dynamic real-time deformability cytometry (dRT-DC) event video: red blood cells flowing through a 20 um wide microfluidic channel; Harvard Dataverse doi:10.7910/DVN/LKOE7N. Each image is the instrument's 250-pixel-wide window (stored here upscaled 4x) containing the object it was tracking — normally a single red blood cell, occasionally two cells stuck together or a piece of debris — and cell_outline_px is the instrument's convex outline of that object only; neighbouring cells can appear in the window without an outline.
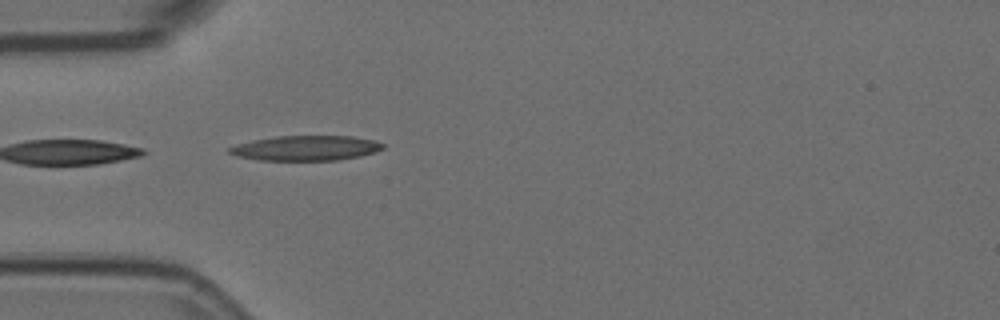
{"species": "Egyptian fruit bat (a non-hibernating species)", "species_latin": "Rousettus aegyptiacus", "temperature_condition": "room temperature", "stored_images_in_passage": 4, "camera_frame_rate_fps": 3000, "um_per_image_px": 0.085, "animal": {"sex": "female"}, "frame": {"image": 1, "passage_image": 4, "time_ms": 1.0, "image_size_px": [1000, 320], "cell_outline_px": [[384, 148], [376, 152], [360, 156], [336, 160], [260, 160], [240, 156], [228, 152], [228, 148], [252, 140], [276, 136], [352, 136], [376, 140], [384, 144]], "centroid_in_image_um": [26.07, 12.58], "position_along_channel_um": 58.9, "area_um2": 22.2}}